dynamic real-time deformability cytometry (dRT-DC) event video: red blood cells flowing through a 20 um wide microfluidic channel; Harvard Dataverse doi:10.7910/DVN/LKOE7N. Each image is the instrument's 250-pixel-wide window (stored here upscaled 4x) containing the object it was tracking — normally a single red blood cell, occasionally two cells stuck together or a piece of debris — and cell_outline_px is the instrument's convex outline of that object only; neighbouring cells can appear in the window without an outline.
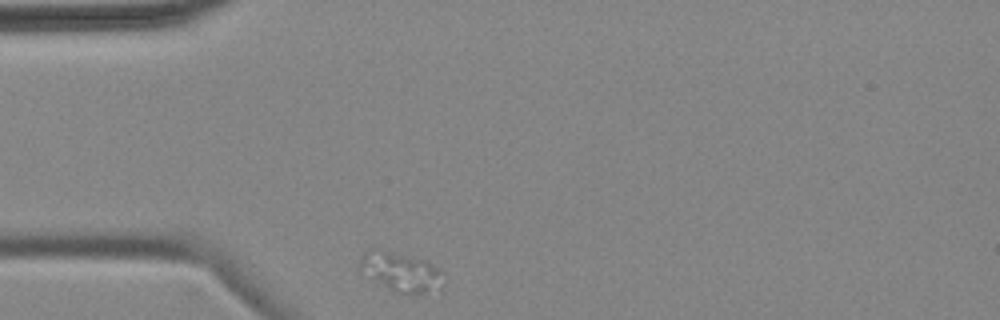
{"species": "common noctule bat (a hibernating species)", "species_latin": "Nyctalus noctula", "temperature_condition": "cold", "stored_images_in_passage": 1, "camera_frame_rate_fps": 3000, "um_per_image_px": 0.085, "animal": {"sex": "female", "body_mass_g": 18.4}, "frame": {"image": 1, "passage_image": 1, "time_ms": 0.0, "image_size_px": [1000, 320], "cell_outline_px": [[444, 292], [400, 292], [388, 288], [360, 264], [360, 256], [364, 252], [372, 248], [380, 248], [424, 260], [436, 268], [444, 284]], "centroid_in_image_um": [34.17, 23.08], "position_along_channel_um": 50.8, "area_um2": 18.09}}